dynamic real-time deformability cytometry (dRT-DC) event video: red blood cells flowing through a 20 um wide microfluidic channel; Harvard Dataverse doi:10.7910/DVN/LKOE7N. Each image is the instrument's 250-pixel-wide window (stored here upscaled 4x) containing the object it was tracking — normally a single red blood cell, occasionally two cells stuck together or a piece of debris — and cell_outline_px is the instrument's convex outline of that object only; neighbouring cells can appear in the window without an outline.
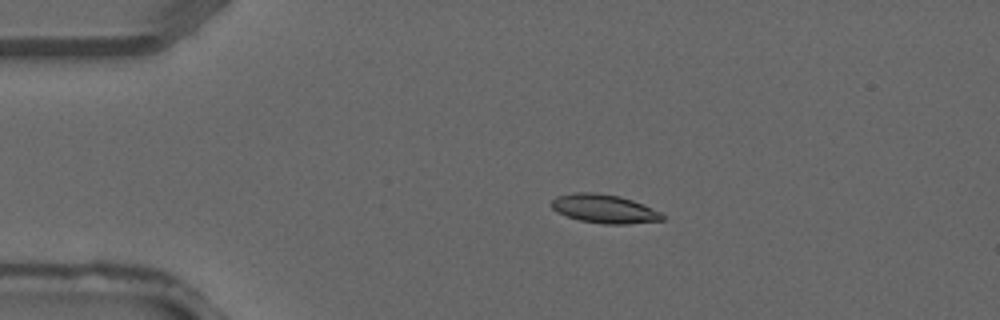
{"species": "common noctule bat (a hibernating species)", "species_latin": "Nyctalus noctula", "temperature_condition": "warm", "stored_images_in_passage": 3, "camera_frame_rate_fps": 3000, "um_per_image_px": 0.085, "animal": {"sex": "male", "forearm_length_mm": 52.5}, "frame": {"image": 1, "passage_image": 2, "time_ms": 0.333, "image_size_px": [1000, 320], "cell_outline_px": [[664, 220], [628, 224], [604, 224], [580, 220], [556, 212], [552, 208], [552, 200], [556, 196], [572, 192], [596, 192], [620, 196], [632, 200], [652, 208], [660, 212], [664, 216]], "centroid_in_image_um": [51.35, 17.74], "position_along_channel_um": 33.7, "area_um2": 18.55}}